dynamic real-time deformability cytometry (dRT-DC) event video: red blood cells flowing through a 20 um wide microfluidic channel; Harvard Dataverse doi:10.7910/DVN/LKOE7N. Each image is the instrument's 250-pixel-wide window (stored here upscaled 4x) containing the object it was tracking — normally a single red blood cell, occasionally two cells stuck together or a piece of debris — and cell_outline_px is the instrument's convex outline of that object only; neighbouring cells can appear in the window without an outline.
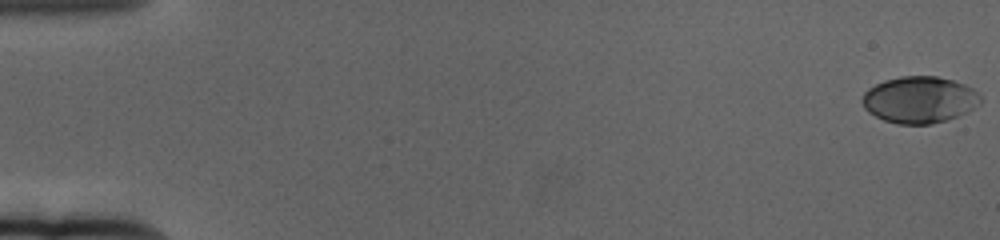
{"species": "human", "species_latin": "Homo sapiens", "temperature_condition": "cold", "stored_images_in_passage": 62, "camera_frame_rate_fps": 3000, "um_per_image_px": 0.085, "donor": {"sex": "female"}, "frame": {"image": 1, "passage_image": 1, "time_ms": 0.0, "image_size_px": [1000, 240], "cell_outline_px": [[984, 100], [980, 104], [968, 112], [948, 120], [932, 124], [896, 124], [884, 120], [868, 112], [864, 108], [860, 100], [864, 92], [868, 88], [884, 80], [900, 76], [936, 76], [952, 80], [964, 84], [980, 92]], "centroid_in_image_um": [78.18, 8.48], "position_along_channel_um": 6.8, "area_um2": 32.66}}
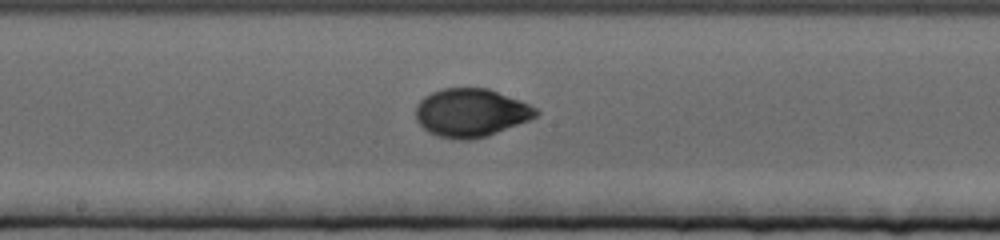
{"frame": {"image": 2, "passage_image": 34, "time_ms": 11.0, "image_size_px": [1000, 240], "cell_outline_px": [[540, 112], [536, 116], [528, 120], [488, 136], [472, 140], [456, 140], [440, 136], [428, 132], [416, 120], [416, 104], [424, 96], [432, 92], [444, 88], [488, 88], [520, 100], [536, 108]], "centroid_in_image_um": [40.01, 9.58], "position_along_channel_um": 208.2, "area_um2": 33.81}}
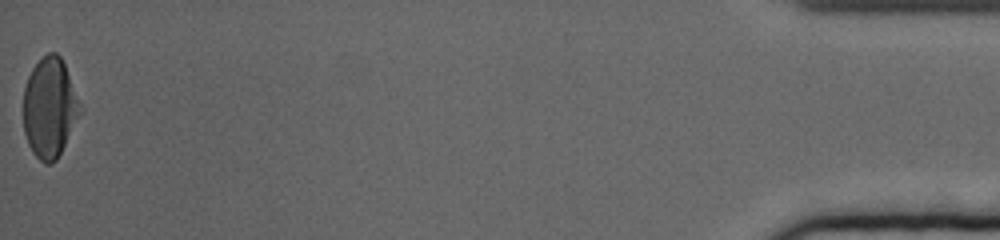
{"frame": {"image": 3, "passage_image": 62, "time_ms": 20.333, "image_size_px": [1000, 240], "cell_outline_px": [[80, 112], [56, 160], [52, 164], [44, 164], [32, 152], [28, 144], [24, 132], [24, 88], [28, 76], [32, 68], [48, 52], [56, 52], [60, 56], [64, 64], [80, 104]], "centroid_in_image_um": [4.18, 9.16], "position_along_channel_um": 431.0, "area_um2": 32.31}, "authors_computed_cell_mechanics": {"area_um2": 32.5992, "velocity_mm_per_s": 3.3543, "shape_relaxation_time_tau1_ms": 4.1516, "shape_relaxation_time_tau2_ms": null, "deformation_change_tau1": 0.1653, "deformation_change_tau2": null}}